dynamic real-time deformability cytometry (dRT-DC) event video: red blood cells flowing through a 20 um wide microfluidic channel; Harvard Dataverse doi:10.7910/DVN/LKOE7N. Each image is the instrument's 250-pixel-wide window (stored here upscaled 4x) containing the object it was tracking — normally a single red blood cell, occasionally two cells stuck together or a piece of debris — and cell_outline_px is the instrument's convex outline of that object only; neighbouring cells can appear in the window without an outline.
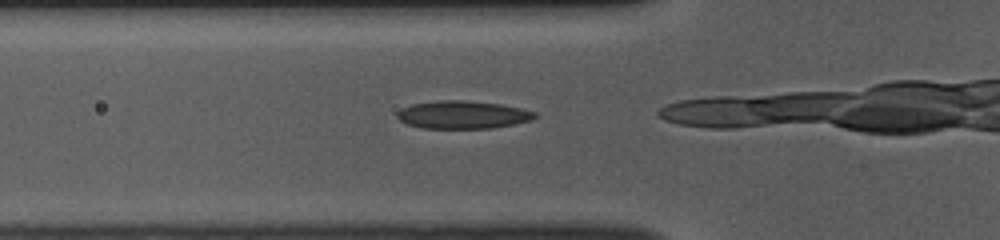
{"species": "common noctule bat (a hibernating species)", "species_latin": "Nyctalus noctula", "temperature_condition": "room temperature", "stored_images_in_passage": 4, "camera_frame_rate_fps": 3000, "um_per_image_px": 0.085, "animal": {"sex": "female", "body_mass_g": 10.0, "forearm_length_mm": 53.1}, "frame": {"image": 1, "passage_image": 2, "time_ms": 0.333, "image_size_px": [1000, 240], "cell_outline_px": [[536, 116], [532, 120], [492, 128], [420, 128], [408, 124], [400, 120], [396, 116], [396, 112], [412, 104], [440, 100], [464, 100], [500, 104], [520, 108], [536, 112]], "centroid_in_image_um": [39.32, 9.75], "position_along_channel_um": 86.5, "area_um2": 22.2}}